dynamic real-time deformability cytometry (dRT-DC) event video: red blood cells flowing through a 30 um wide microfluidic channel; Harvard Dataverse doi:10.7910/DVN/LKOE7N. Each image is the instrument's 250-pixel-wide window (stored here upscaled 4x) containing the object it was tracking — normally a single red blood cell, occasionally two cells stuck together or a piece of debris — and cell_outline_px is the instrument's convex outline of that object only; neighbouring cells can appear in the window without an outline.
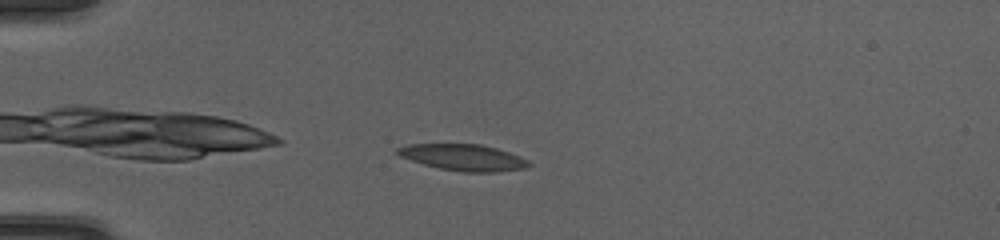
{"species": "common noctule bat (a hibernating species)", "species_latin": "Nyctalus noctula", "temperature_condition": "cold", "stored_images_in_passage": 40, "camera_frame_rate_fps": 3000, "um_per_image_px": 0.085, "animal": {"sex": "female", "body_mass_g": 20.0, "forearm_length_mm": 54.0}, "frame": {"image": 1, "passage_image": 3, "time_ms": 0.667, "image_size_px": [1000, 240], "cell_outline_px": [[532, 164], [524, 168], [496, 172], [464, 172], [440, 168], [424, 164], [400, 156], [396, 152], [396, 148], [408, 144], [480, 144], [496, 148], [520, 156], [528, 160]], "centroid_in_image_um": [39.39, 13.38], "position_along_channel_um": 45.6, "area_um2": 20.0}}
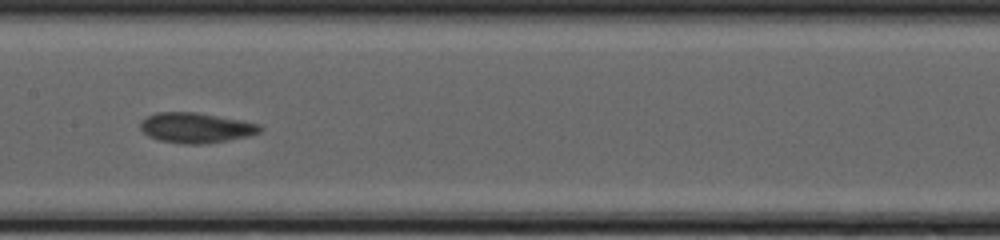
{"frame": {"image": 2, "passage_image": 16, "time_ms": 5.0, "image_size_px": [1000, 240], "cell_outline_px": [[264, 128], [260, 132], [228, 140], [204, 144], [184, 144], [160, 140], [148, 136], [140, 128], [140, 120], [156, 112], [196, 112], [240, 120], [260, 124]], "centroid_in_image_um": [16.63, 10.85], "position_along_channel_um": 190.8, "area_um2": 20.92}}
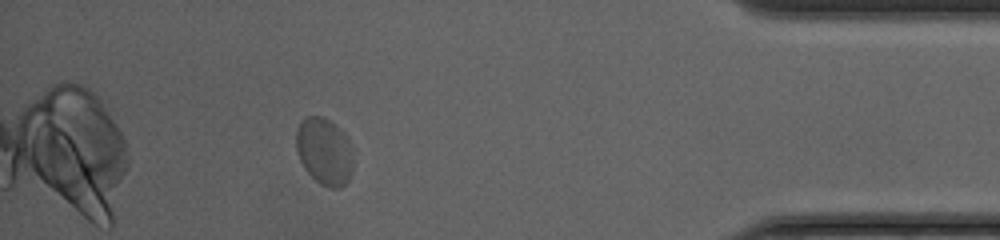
{"frame": {"image": 3, "passage_image": 35, "time_ms": 11.333, "image_size_px": [1000, 240], "cell_outline_px": [[352, 172], [348, 180], [340, 188], [332, 188], [320, 184], [304, 168], [300, 160], [296, 148], [296, 132], [304, 116], [324, 116], [336, 124], [344, 136], [348, 144], [352, 160]], "centroid_in_image_um": [27.54, 12.86], "position_along_channel_um": 407.7, "area_um2": 21.96}, "authors_computed_cell_mechanics": {"area_um2": 20.5768, "velocity_mm_per_s": 4.0773, "shape_relaxation_time_tau1_ms": 2.8977, "shape_relaxation_time_tau2_ms": 1.0162, "deformation_change_tau1": 0.0874, "deformation_change_tau2": 0.0535}}